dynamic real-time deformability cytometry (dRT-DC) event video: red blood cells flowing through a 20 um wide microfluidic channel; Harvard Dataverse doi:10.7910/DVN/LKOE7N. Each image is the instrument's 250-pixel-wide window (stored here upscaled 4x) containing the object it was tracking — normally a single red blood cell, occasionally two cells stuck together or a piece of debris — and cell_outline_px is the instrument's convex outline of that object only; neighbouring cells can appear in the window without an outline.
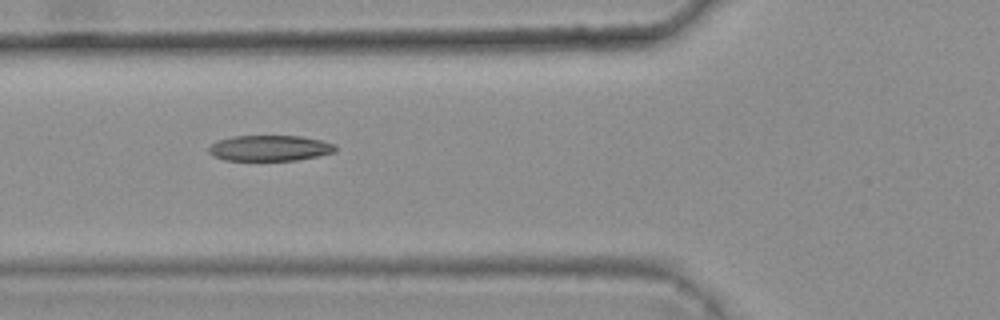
{"species": "common noctule bat (a hibernating species)", "species_latin": "Nyctalus noctula", "temperature_condition": "warm", "stored_images_in_passage": 7, "camera_frame_rate_fps": 3000, "um_per_image_px": 0.085, "animal": {"sex": "female", "body_mass_g": 25.1}, "frame": {"image": 1, "passage_image": 3, "time_ms": 0.667, "image_size_px": [1000, 320], "cell_outline_px": [[336, 152], [296, 160], [224, 160], [212, 156], [208, 152], [208, 148], [216, 140], [232, 136], [300, 136], [320, 140], [336, 144]], "centroid_in_image_um": [22.9, 12.58], "position_along_channel_um": 102.9, "area_um2": 19.02}}
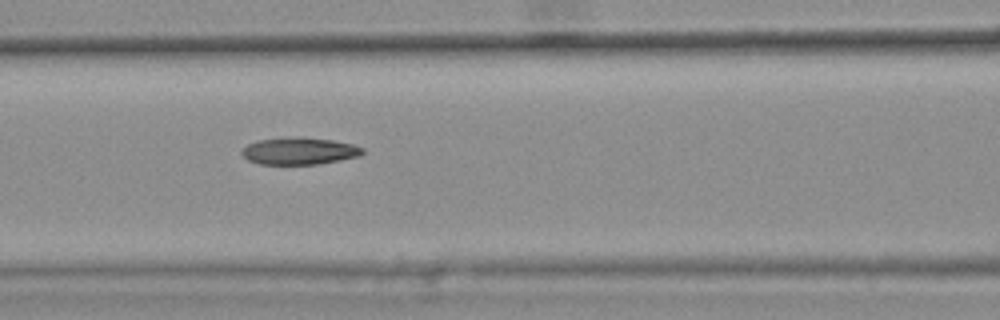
{"frame": {"image": 2, "passage_image": 4, "time_ms": 1.0, "image_size_px": [1000, 320], "cell_outline_px": [[364, 152], [360, 156], [340, 160], [316, 164], [260, 164], [248, 160], [240, 152], [248, 144], [260, 140], [296, 136], [332, 140], [352, 144], [364, 148]], "centroid_in_image_um": [25.46, 12.83], "position_along_channel_um": 141.1, "area_um2": 18.96}}